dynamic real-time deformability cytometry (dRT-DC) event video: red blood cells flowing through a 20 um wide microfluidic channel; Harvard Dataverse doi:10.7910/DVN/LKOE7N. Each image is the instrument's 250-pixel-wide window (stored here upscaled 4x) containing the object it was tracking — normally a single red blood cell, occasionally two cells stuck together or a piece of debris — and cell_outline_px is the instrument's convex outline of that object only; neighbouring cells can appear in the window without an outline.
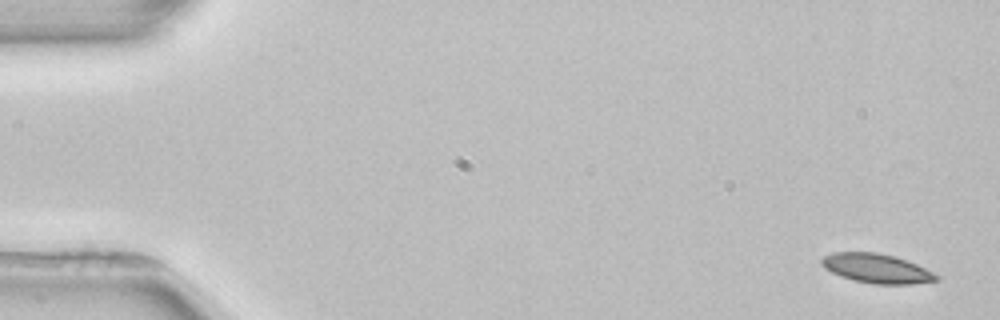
{"species": "common noctule bat (a hibernating species)", "species_latin": "Nyctalus noctula", "temperature_condition": "room temperature", "stored_images_in_passage": 5, "segment_of_instrument_passage": [1, 2], "camera_frame_rate_fps": 3000, "um_per_image_px": 0.085, "animal": {"sex": "female", "body_mass_g": 22.7, "forearm_length_mm": 54.2}, "frame": {"image": 1, "passage_image": 1, "time_ms": 0.0, "image_size_px": [1000, 320], "cell_outline_px": [[940, 280], [912, 284], [872, 284], [852, 280], [840, 276], [824, 268], [820, 264], [820, 260], [824, 256], [832, 252], [876, 252], [892, 256], [916, 264], [940, 276]], "centroid_in_image_um": [74.48, 22.82], "position_along_channel_um": 10.5, "area_um2": 19.59}}
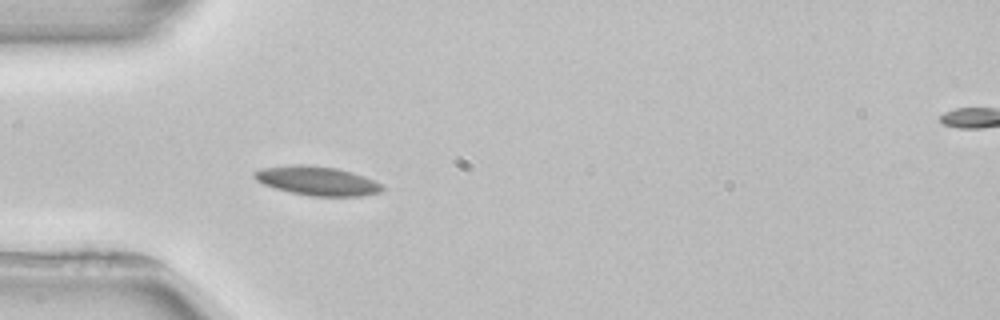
{"frame": {"image": 2, "passage_image": 4, "time_ms": 4.667, "image_size_px": [1000, 320], "cell_outline_px": [[384, 188], [380, 192], [360, 196], [312, 196], [292, 192], [276, 188], [264, 184], [256, 180], [252, 176], [252, 172], [260, 168], [288, 164], [308, 164], [336, 168], [352, 172], [364, 176], [380, 184]], "centroid_in_image_um": [26.9, 15.35], "position_along_channel_um": 58.1, "area_um2": 21.68}}